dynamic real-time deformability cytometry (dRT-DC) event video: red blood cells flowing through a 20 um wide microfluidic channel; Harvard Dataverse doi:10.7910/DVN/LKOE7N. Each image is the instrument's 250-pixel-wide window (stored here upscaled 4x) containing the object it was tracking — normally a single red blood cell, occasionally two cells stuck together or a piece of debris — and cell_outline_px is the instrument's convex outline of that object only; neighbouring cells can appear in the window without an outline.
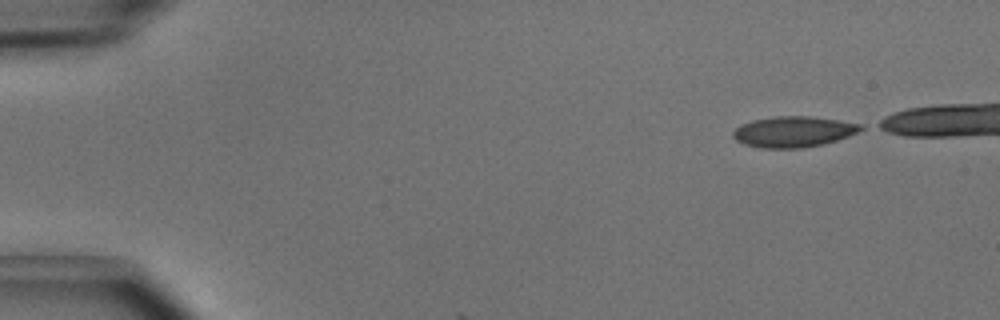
{"species": "common noctule bat (a hibernating species)", "species_latin": "Nyctalus noctula", "temperature_condition": "cold", "stored_images_in_passage": 5, "camera_frame_rate_fps": 3000, "um_per_image_px": 0.085, "animal": {"sex": "male", "body_mass_g": 15.6}, "frame": {"image": 1, "passage_image": 1, "time_ms": 0.0, "image_size_px": [1000, 320], "cell_outline_px": [[864, 128], [848, 136], [824, 144], [800, 148], [760, 148], [744, 144], [736, 140], [732, 136], [732, 132], [740, 124], [752, 120], [776, 116], [808, 116], [864, 124]], "centroid_in_image_um": [67.41, 11.2], "position_along_channel_um": 17.6, "area_um2": 22.89}}